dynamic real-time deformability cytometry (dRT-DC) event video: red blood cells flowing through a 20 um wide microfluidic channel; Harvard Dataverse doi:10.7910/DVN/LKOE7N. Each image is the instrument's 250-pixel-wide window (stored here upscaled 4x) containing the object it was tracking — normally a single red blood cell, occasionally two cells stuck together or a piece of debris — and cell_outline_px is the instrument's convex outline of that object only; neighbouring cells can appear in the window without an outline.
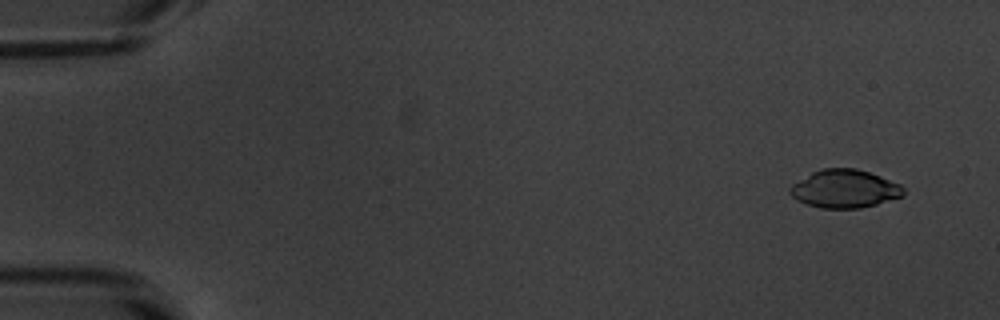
{"species": "common noctule bat (a hibernating species)", "species_latin": "Nyctalus noctula", "temperature_condition": "warm", "stored_images_in_passage": 53, "camera_frame_rate_fps": 3000, "um_per_image_px": 0.085, "animal": {"sex": "male", "body_mass_g": 20.1, "forearm_length_mm": 53.5}, "frame": {"image": 1, "passage_image": 3, "time_ms": 0.667, "image_size_px": [1000, 320], "cell_outline_px": [[904, 196], [876, 204], [860, 208], [820, 208], [796, 200], [788, 192], [788, 188], [792, 184], [812, 172], [820, 168], [856, 168], [880, 176], [900, 184], [904, 188]], "centroid_in_image_um": [71.78, 16.04], "position_along_channel_um": 13.2, "area_um2": 25.26}}
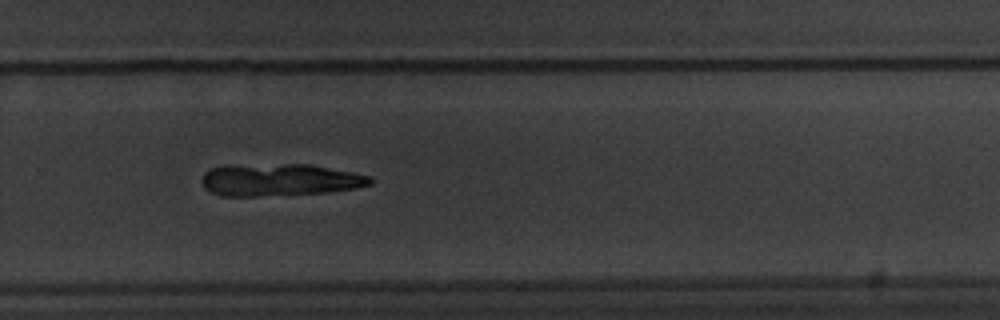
{"frame": {"image": 2, "passage_image": 36, "time_ms": 11.667, "image_size_px": [1000, 320], "cell_outline_px": [[372, 184], [356, 188], [328, 192], [256, 196], [220, 196], [204, 188], [200, 180], [204, 172], [208, 168], [224, 164], [308, 164], [372, 176]], "centroid_in_image_um": [23.69, 15.27], "position_along_channel_um": 306.1, "area_um2": 32.02}}